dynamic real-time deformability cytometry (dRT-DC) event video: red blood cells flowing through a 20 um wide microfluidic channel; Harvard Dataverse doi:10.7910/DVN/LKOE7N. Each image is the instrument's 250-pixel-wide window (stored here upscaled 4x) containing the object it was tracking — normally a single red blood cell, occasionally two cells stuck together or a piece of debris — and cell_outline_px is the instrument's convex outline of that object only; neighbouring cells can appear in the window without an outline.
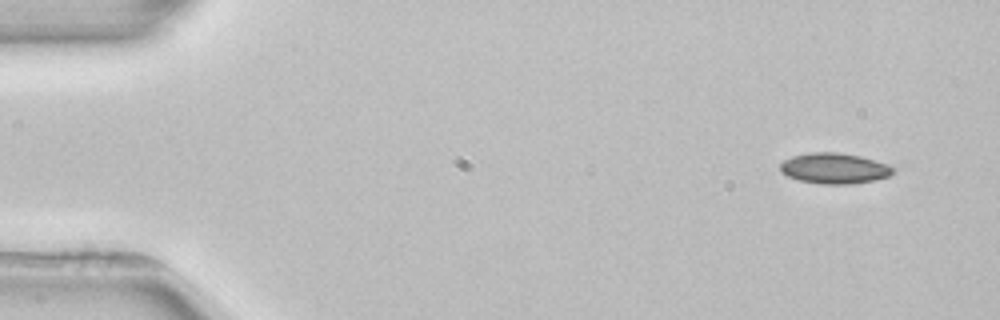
{"species": "common noctule bat (a hibernating species)", "species_latin": "Nyctalus noctula", "temperature_condition": "room temperature", "stored_images_in_passage": 4, "camera_frame_rate_fps": 3000, "um_per_image_px": 0.085, "animal": {"sex": "female", "body_mass_g": 22.7, "forearm_length_mm": 54.2}, "frame": {"image": 1, "passage_image": 1, "time_ms": 0.0, "image_size_px": [1000, 320], "cell_outline_px": [[896, 168], [888, 176], [876, 180], [848, 184], [820, 184], [800, 180], [788, 176], [780, 172], [780, 164], [784, 160], [792, 156], [812, 152], [840, 152], [860, 156], [888, 164]], "centroid_in_image_um": [70.92, 14.3], "position_along_channel_um": 14.1, "area_um2": 20.17}}
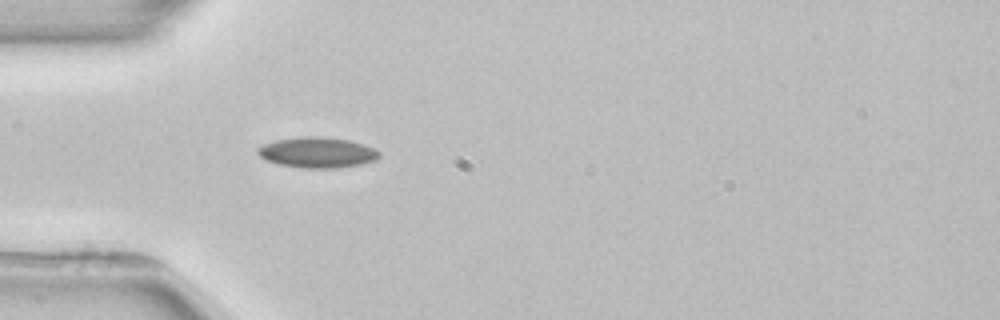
{"frame": {"image": 2, "passage_image": 4, "time_ms": 4.0, "image_size_px": [1000, 320], "cell_outline_px": [[380, 156], [376, 160], [360, 164], [336, 168], [304, 168], [280, 164], [264, 160], [256, 152], [264, 144], [276, 140], [304, 136], [316, 136], [348, 140], [364, 144], [376, 148], [380, 152]], "centroid_in_image_um": [27.0, 12.96], "position_along_channel_um": 58.0, "area_um2": 21.56}}